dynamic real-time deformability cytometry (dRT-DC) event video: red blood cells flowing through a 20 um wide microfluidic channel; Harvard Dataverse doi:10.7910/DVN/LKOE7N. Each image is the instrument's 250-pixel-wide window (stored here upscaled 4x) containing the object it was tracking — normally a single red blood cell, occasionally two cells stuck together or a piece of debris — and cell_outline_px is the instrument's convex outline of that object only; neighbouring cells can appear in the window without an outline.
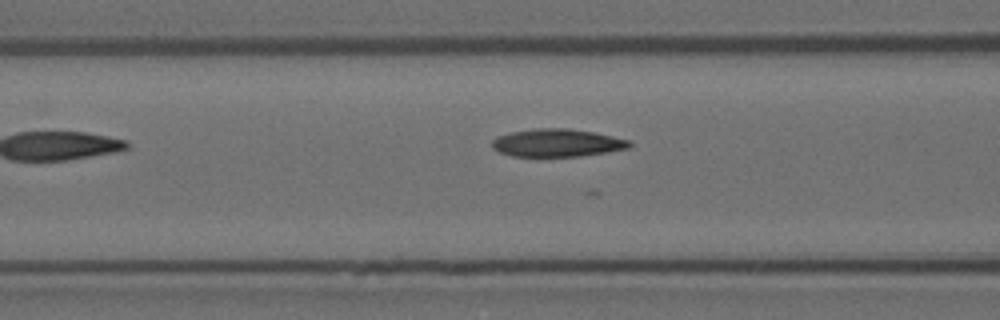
{"species": "Egyptian fruit bat (a non-hibernating species)", "species_latin": "Rousettus aegyptiacus", "temperature_condition": "room temperature", "stored_images_in_passage": 5, "camera_frame_rate_fps": 3000, "um_per_image_px": 0.085, "animal": {"sex": "female"}, "frame": {"image": 1, "passage_image": 4, "time_ms": 1.0, "image_size_px": [1000, 320], "cell_outline_px": [[632, 144], [628, 148], [608, 152], [580, 156], [512, 156], [496, 152], [492, 148], [492, 140], [496, 136], [512, 132], [536, 128], [568, 128], [592, 132], [612, 136], [628, 140]], "centroid_in_image_um": [47.31, 12.14], "position_along_channel_um": 119.3, "area_um2": 22.25}}
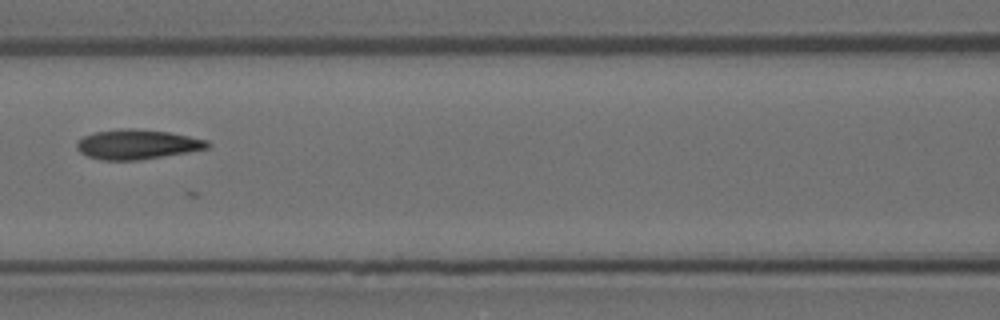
{"frame": {"image": 2, "passage_image": 5, "time_ms": 1.333, "image_size_px": [1000, 320], "cell_outline_px": [[212, 144], [208, 148], [188, 152], [140, 160], [104, 160], [88, 156], [80, 152], [76, 148], [76, 140], [84, 136], [96, 132], [120, 128], [132, 128], [168, 132], [208, 140]], "centroid_in_image_um": [11.66, 12.27], "position_along_channel_um": 154.9, "area_um2": 22.66}}